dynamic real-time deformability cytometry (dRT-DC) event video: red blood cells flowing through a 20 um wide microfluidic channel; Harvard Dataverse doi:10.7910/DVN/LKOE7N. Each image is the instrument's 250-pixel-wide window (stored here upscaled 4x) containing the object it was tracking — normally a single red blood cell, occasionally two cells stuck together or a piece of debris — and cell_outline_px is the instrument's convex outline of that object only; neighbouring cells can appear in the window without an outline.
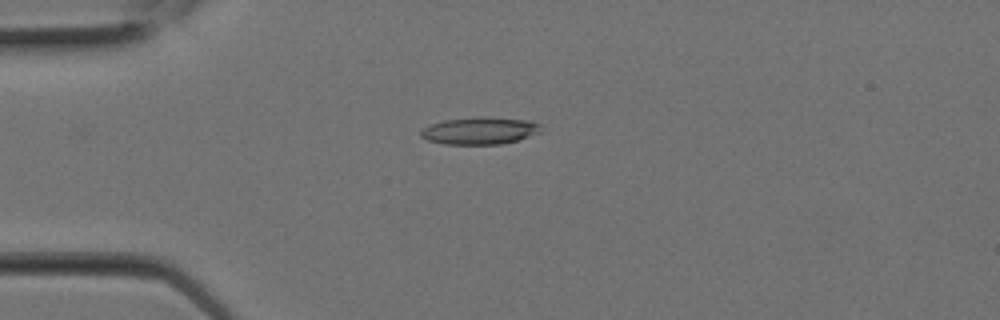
{"species": "Egyptian fruit bat (a non-hibernating species)", "species_latin": "Rousettus aegyptiacus", "temperature_condition": "room temperature", "stored_images_in_passage": 5, "camera_frame_rate_fps": 3000, "um_per_image_px": 0.085, "animal": {"sex": "female"}, "frame": {"image": 1, "passage_image": 4, "time_ms": 1.0, "image_size_px": [1000, 320], "cell_outline_px": [[540, 132], [516, 140], [500, 144], [444, 144], [428, 140], [420, 136], [420, 128], [444, 120], [480, 116], [488, 116], [532, 120], [540, 124]], "centroid_in_image_um": [40.77, 11.09], "position_along_channel_um": 44.2, "area_um2": 19.19}}